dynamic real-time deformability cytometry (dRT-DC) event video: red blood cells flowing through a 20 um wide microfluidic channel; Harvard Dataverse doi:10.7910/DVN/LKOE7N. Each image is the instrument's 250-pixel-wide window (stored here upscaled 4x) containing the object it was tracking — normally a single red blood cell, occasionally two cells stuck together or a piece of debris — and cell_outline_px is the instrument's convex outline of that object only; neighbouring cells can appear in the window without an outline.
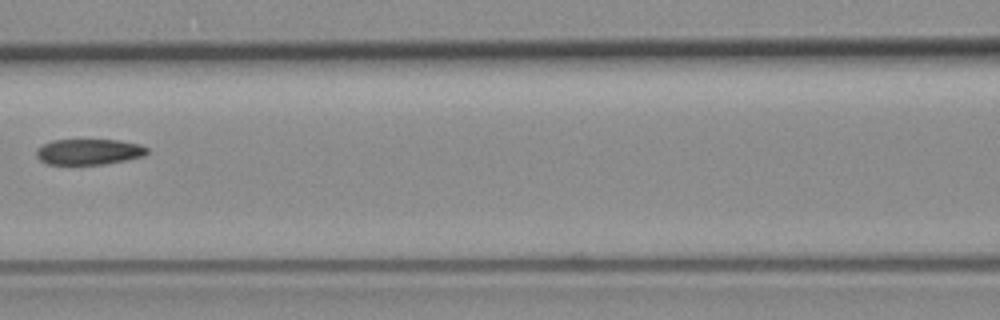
{"species": "common noctule bat (a hibernating species)", "species_latin": "Nyctalus noctula", "temperature_condition": "room temperature", "stored_images_in_passage": 4, "camera_frame_rate_fps": 3000, "um_per_image_px": 0.085, "animal": {"sex": "female", "body_mass_g": 19.3, "forearm_length_mm": 54.1}, "frame": {"image": 1, "passage_image": 4, "time_ms": 3.333, "image_size_px": [1000, 320], "cell_outline_px": [[148, 152], [144, 156], [104, 164], [48, 164], [40, 160], [36, 156], [36, 148], [52, 140], [120, 140], [140, 144], [148, 148]], "centroid_in_image_um": [7.55, 12.89], "position_along_channel_um": 159.0, "area_um2": 16.59}}